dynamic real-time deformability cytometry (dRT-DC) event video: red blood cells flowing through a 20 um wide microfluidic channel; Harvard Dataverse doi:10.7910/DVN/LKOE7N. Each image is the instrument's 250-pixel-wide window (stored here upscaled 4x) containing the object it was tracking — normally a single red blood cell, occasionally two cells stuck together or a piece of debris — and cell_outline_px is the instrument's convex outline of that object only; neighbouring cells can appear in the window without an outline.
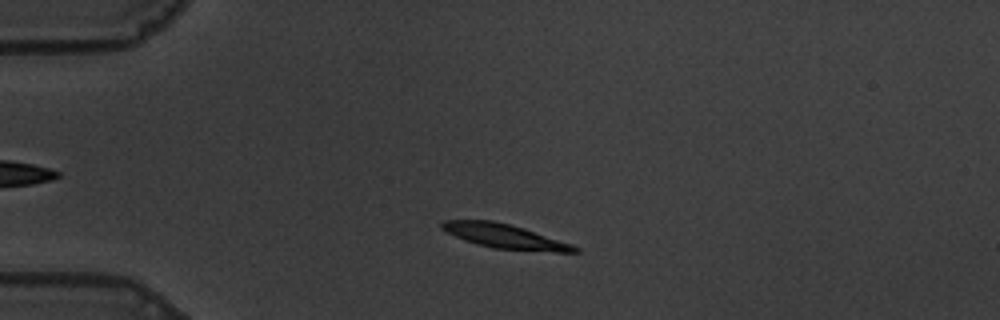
{"species": "common noctule bat (a hibernating species)", "species_latin": "Nyctalus noctula", "temperature_condition": "warm", "stored_images_in_passage": 51, "camera_frame_rate_fps": 3000, "um_per_image_px": 0.085, "animal": {"sex": "male", "body_mass_g": 19.5, "forearm_length_mm": 54.6}, "frame": {"image": 1, "passage_image": 8, "time_ms": 2.333, "image_size_px": [1000, 320], "cell_outline_px": [[580, 252], [556, 252], [492, 248], [476, 244], [464, 240], [440, 228], [440, 224], [444, 220], [492, 220], [524, 228], [572, 244], [580, 248]], "centroid_in_image_um": [42.92, 20.09], "position_along_channel_um": 42.1, "area_um2": 18.73}}
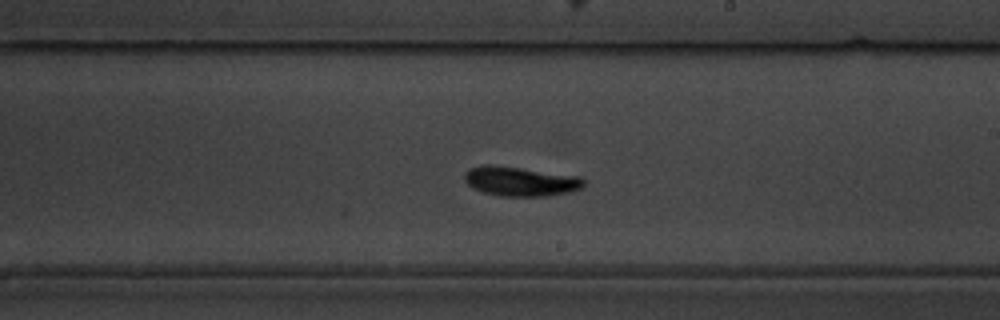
{"frame": {"image": 2, "passage_image": 28, "time_ms": 9.0, "image_size_px": [1000, 320], "cell_outline_px": [[584, 188], [572, 192], [548, 196], [500, 196], [484, 192], [472, 188], [464, 180], [464, 172], [468, 168], [484, 164], [492, 164], [580, 176], [584, 180]], "centroid_in_image_um": [44.24, 15.41], "position_along_channel_um": 244.8, "area_um2": 20.81}}
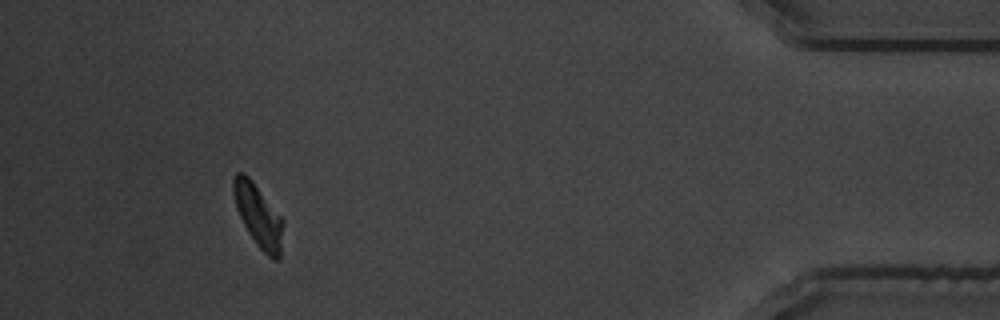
{"frame": {"image": 3, "passage_image": 47, "time_ms": 15.333, "image_size_px": [1000, 320], "cell_outline_px": [[284, 224], [280, 260], [272, 260], [256, 244], [248, 232], [236, 208], [232, 192], [232, 180], [236, 172], [244, 172], [252, 180], [284, 220]], "centroid_in_image_um": [21.96, 18.33], "position_along_channel_um": 413.2, "area_um2": 18.32}, "authors_computed_cell_mechanics": {"area_um2": 19.0162, "velocity_mm_per_s": 3.5308, "shape_relaxation_time_tau1_ms": 2.4617, "shape_relaxation_time_tau2_ms": 3.6308, "deformation_change_tau1": 0.1626, "deformation_change_tau2": 0.0947}}